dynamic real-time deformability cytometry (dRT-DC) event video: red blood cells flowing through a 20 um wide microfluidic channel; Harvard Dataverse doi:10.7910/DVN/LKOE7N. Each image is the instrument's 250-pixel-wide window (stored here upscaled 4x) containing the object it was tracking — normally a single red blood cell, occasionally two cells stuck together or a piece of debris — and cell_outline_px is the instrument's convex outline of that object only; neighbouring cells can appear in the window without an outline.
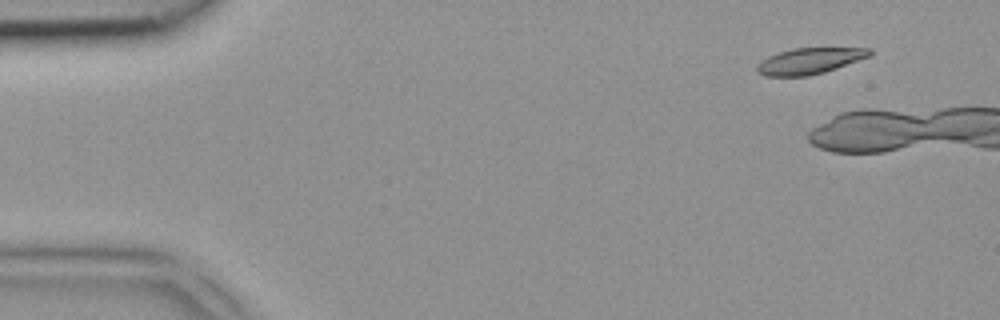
{"species": "common noctule bat (a hibernating species)", "species_latin": "Nyctalus noctula", "temperature_condition": "room temperature", "stored_images_in_passage": 5, "camera_frame_rate_fps": 3000, "um_per_image_px": 0.085, "animal": {"sex": "female", "body_mass_g": 18.4}, "frame": {"image": 1, "passage_image": 1, "time_ms": 0.0, "image_size_px": [1000, 320], "cell_outline_px": [[872, 56], [824, 72], [808, 76], [764, 76], [756, 72], [756, 68], [768, 56], [792, 48], [872, 48]], "centroid_in_image_um": [68.85, 5.18], "position_along_channel_um": 16.1, "area_um2": 17.05}}